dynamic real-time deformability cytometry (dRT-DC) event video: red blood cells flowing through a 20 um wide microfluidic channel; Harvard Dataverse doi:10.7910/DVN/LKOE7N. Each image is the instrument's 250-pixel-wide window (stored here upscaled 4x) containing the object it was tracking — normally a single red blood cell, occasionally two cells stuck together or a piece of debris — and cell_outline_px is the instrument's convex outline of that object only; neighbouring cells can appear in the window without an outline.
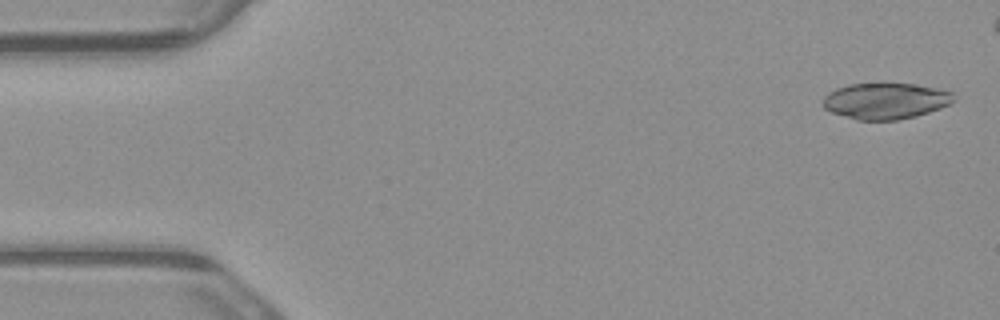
{"species": "common noctule bat (a hibernating species)", "species_latin": "Nyctalus noctula", "temperature_condition": "warm", "stored_images_in_passage": 6, "segment_of_instrument_passage": [2, 2], "camera_frame_rate_fps": 3000, "um_per_image_px": 0.085, "animal": {"sex": "male", "body_mass_g": 23.1, "forearm_length_mm": 52.7}, "frame": {"image": 1, "passage_image": 6, "time_ms": 1.667, "image_size_px": [1000, 320], "cell_outline_px": [[956, 100], [940, 108], [916, 116], [896, 120], [856, 120], [832, 112], [824, 108], [820, 104], [824, 96], [828, 92], [836, 88], [848, 84], [876, 80], [916, 84], [936, 88], [952, 92]], "centroid_in_image_um": [75.22, 8.53], "position_along_channel_um": 9.8, "area_um2": 28.55}}